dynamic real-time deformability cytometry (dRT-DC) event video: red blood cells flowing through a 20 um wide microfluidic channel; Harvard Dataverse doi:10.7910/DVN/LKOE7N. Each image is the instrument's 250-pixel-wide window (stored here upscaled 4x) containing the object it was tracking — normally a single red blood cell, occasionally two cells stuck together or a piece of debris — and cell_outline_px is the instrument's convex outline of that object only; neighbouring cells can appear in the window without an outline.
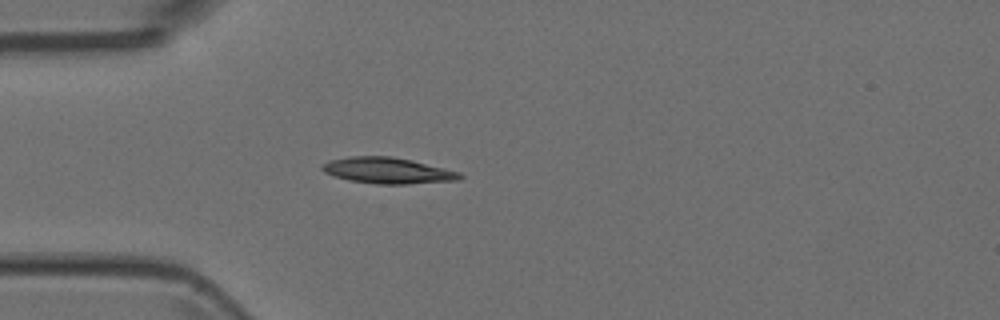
{"species": "Egyptian fruit bat (a non-hibernating species)", "species_latin": "Rousettus aegyptiacus", "temperature_condition": "room temperature", "stored_images_in_passage": 2, "camera_frame_rate_fps": 3000, "um_per_image_px": 0.085, "animal": {"sex": "female"}, "frame": {"image": 1, "passage_image": 2, "time_ms": 0.333, "image_size_px": [1000, 320], "cell_outline_px": [[464, 176], [460, 180], [408, 184], [376, 184], [348, 180], [332, 176], [324, 172], [320, 168], [320, 164], [328, 160], [348, 156], [392, 156], [412, 160], [460, 172]], "centroid_in_image_um": [32.91, 14.49], "position_along_channel_um": 52.1, "area_um2": 21.21}}